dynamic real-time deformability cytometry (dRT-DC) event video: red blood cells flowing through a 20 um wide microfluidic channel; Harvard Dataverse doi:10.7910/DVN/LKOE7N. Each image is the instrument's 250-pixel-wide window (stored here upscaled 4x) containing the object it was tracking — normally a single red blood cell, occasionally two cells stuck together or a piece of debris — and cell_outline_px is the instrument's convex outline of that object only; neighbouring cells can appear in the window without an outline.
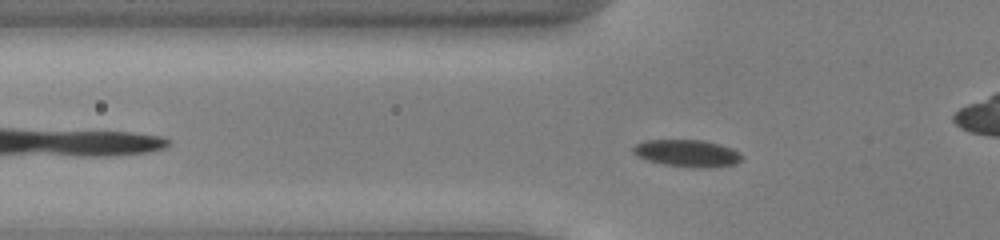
{"species": "common noctule bat (a hibernating species)", "species_latin": "Nyctalus noctula", "temperature_condition": "cold", "stored_images_in_passage": 40, "camera_frame_rate_fps": 3000, "um_per_image_px": 0.085, "animal": {"sex": "male", "body_mass_g": 13.0, "forearm_length_mm": 53.1}, "frame": {"image": 1, "passage_image": 9, "time_ms": 2.667, "image_size_px": [1000, 240], "cell_outline_px": [[744, 156], [736, 164], [712, 168], [692, 168], [664, 164], [648, 160], [636, 156], [632, 152], [632, 148], [636, 144], [644, 140], [704, 140], [720, 144], [732, 148], [740, 152]], "centroid_in_image_um": [58.44, 13.03], "position_along_channel_um": 67.4, "area_um2": 17.46}}
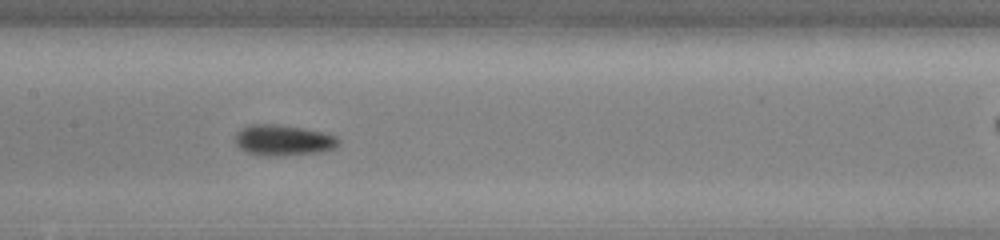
{"frame": {"image": 2, "passage_image": 18, "time_ms": 5.667, "image_size_px": [1000, 240], "cell_outline_px": [[340, 144], [332, 148], [320, 152], [280, 156], [264, 156], [248, 152], [240, 148], [236, 144], [236, 132], [240, 128], [248, 124], [280, 124], [304, 128], [336, 136], [340, 140]], "centroid_in_image_um": [24.05, 11.91], "position_along_channel_um": 183.3, "area_um2": 18.61}}
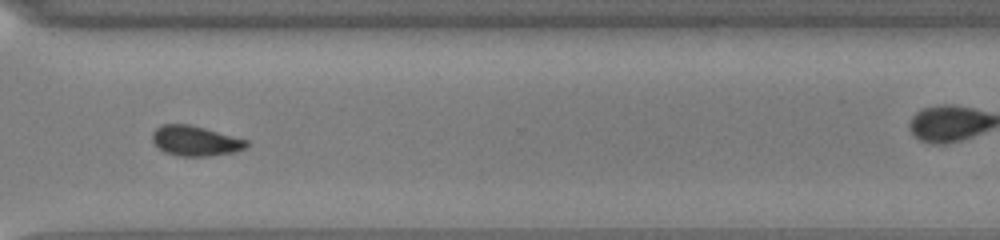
{"frame": {"image": 3, "passage_image": 31, "time_ms": 10.0, "image_size_px": [1000, 240], "cell_outline_px": [[248, 148], [236, 152], [208, 156], [180, 156], [164, 152], [152, 140], [152, 132], [160, 124], [188, 124], [204, 128], [248, 140]], "centroid_in_image_um": [16.62, 11.97], "position_along_channel_um": 354.0, "area_um2": 16.53}, "authors_computed_cell_mechanics": {"area_um2": 17.4556, "velocity_mm_per_s": 3.934, "shape_relaxation_time_tau1_ms": 1.8748, "shape_relaxation_time_tau2_ms": null, "deformation_change_tau1": 0.0868, "deformation_change_tau2": null}}